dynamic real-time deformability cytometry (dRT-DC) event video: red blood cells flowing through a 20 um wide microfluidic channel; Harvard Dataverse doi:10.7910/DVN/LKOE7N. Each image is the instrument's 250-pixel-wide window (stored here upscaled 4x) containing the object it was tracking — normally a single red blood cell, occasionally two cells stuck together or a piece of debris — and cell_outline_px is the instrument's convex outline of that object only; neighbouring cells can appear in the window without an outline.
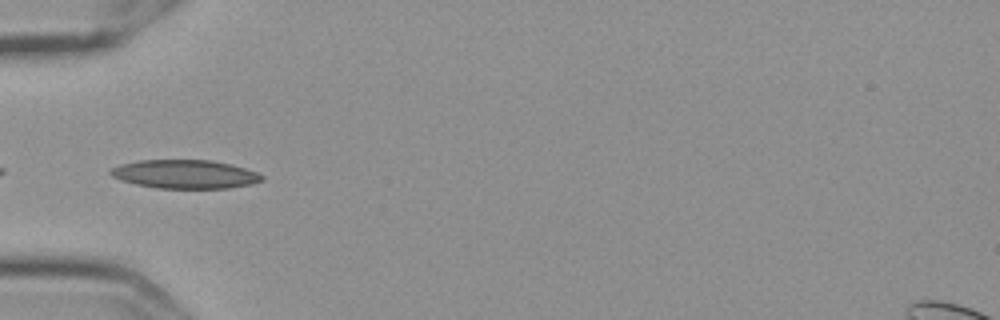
{"species": "Egyptian fruit bat (a non-hibernating species)", "species_latin": "Rousettus aegyptiacus", "temperature_condition": "cold", "stored_images_in_passage": 39, "camera_frame_rate_fps": 3000, "um_per_image_px": 0.085, "frame": {"image": 1, "passage_image": 1, "time_ms": 0.0, "image_size_px": [1000, 320], "cell_outline_px": [[264, 180], [248, 184], [228, 188], [156, 188], [136, 184], [112, 176], [108, 172], [112, 168], [120, 164], [140, 160], [212, 160], [232, 164], [256, 172], [264, 176]], "centroid_in_image_um": [15.73, 14.8], "position_along_channel_um": 69.3, "area_um2": 25.09}}
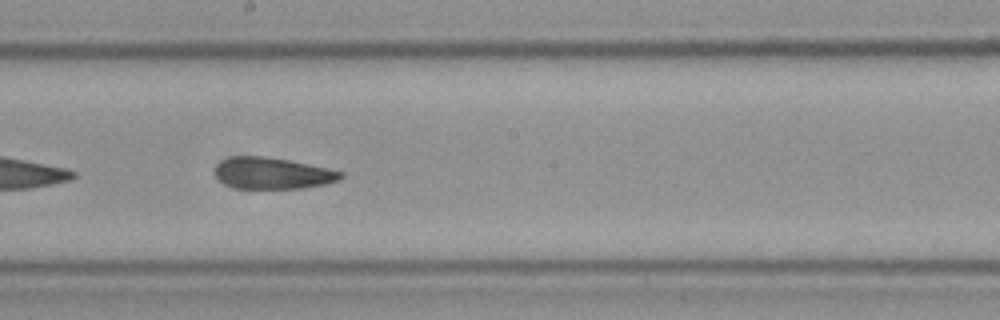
{"frame": {"image": 2, "passage_image": 14, "time_ms": 4.333, "image_size_px": [1000, 320], "cell_outline_px": [[344, 176], [336, 180], [324, 184], [300, 188], [236, 188], [220, 180], [216, 176], [216, 164], [232, 156], [264, 156], [288, 160], [328, 168], [344, 172]], "centroid_in_image_um": [23.17, 14.71], "position_along_channel_um": 225.0, "area_um2": 22.66}}
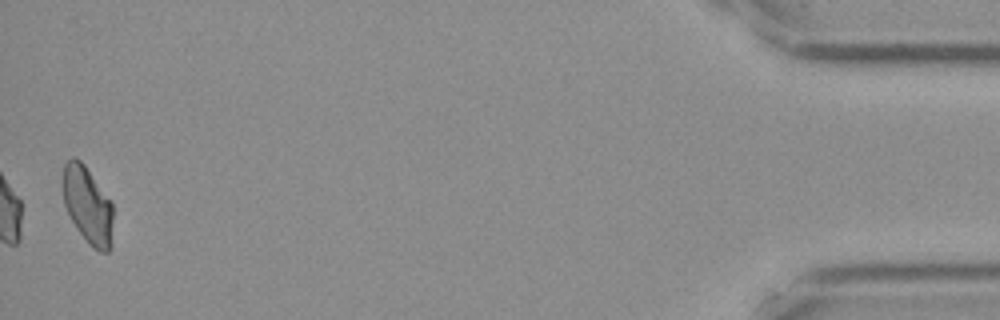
{"frame": {"image": 3, "passage_image": 38, "time_ms": 12.333, "image_size_px": [1000, 320], "cell_outline_px": [[112, 244], [108, 252], [100, 252], [92, 248], [88, 244], [76, 228], [64, 204], [60, 180], [64, 164], [72, 156], [80, 160], [84, 164], [112, 204]], "centroid_in_image_um": [7.41, 17.44], "position_along_channel_um": 427.8, "area_um2": 22.77}, "authors_computed_cell_mechanics": {"area_um2": 23.4668, "velocity_mm_per_s": 3.5915, "shape_relaxation_time_tau1_ms": 10.2494, "shape_relaxation_time_tau2_ms": 2.5584, "deformation_change_tau1": 0.1842, "deformation_change_tau2": 0.0852}}